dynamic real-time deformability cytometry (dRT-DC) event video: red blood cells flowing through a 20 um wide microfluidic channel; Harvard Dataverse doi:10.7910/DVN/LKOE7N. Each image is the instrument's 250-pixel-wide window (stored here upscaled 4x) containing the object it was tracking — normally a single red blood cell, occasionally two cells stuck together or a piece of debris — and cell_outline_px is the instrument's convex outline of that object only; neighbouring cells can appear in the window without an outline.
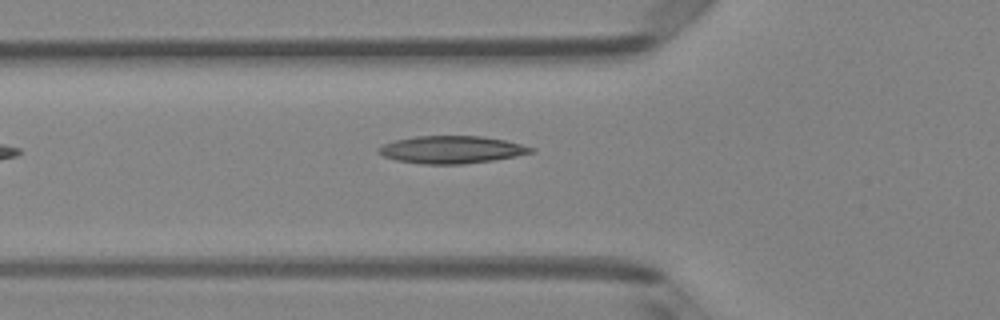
{"species": "Egyptian fruit bat (a non-hibernating species)", "species_latin": "Rousettus aegyptiacus", "temperature_condition": "room temperature", "stored_images_in_passage": 4, "camera_frame_rate_fps": 3000, "um_per_image_px": 0.085, "animal": {"sex": "female"}, "frame": {"image": 1, "passage_image": 4, "time_ms": 1.0, "image_size_px": [1000, 320], "cell_outline_px": [[536, 152], [516, 156], [492, 160], [464, 164], [424, 164], [396, 160], [384, 156], [376, 152], [384, 144], [396, 140], [416, 136], [480, 136], [504, 140], [536, 148]], "centroid_in_image_um": [38.41, 12.72], "position_along_channel_um": 87.4, "area_um2": 24.28}}